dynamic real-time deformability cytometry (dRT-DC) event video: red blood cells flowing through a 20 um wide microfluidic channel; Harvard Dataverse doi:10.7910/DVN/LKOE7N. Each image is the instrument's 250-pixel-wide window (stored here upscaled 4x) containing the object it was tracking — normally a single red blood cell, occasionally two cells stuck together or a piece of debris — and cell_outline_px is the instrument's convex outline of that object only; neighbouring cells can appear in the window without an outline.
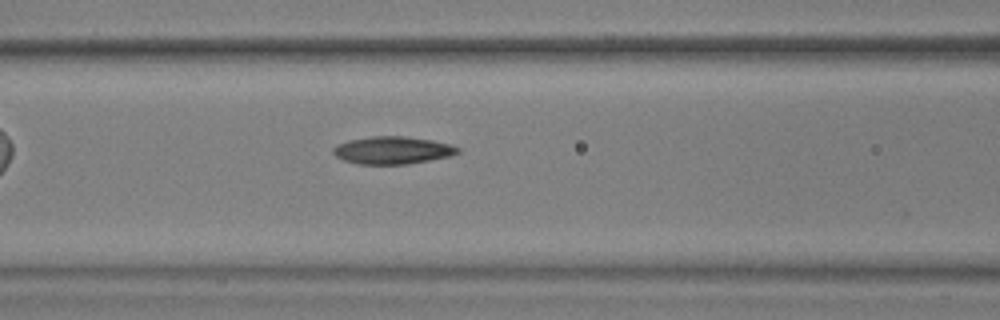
{"species": "common noctule bat (a hibernating species)", "species_latin": "Nyctalus noctula", "temperature_condition": "warm", "stored_images_in_passage": 17, "camera_frame_rate_fps": 3000, "um_per_image_px": 0.085, "animal": {"sex": "male", "body_mass_g": 17.9, "forearm_length_mm": 54.2}, "frame": {"image": 1, "passage_image": 12, "time_ms": 3.667, "image_size_px": [1000, 320], "cell_outline_px": [[460, 152], [452, 156], [408, 164], [356, 164], [344, 160], [336, 156], [332, 152], [332, 148], [336, 144], [348, 140], [372, 136], [404, 136], [432, 140], [452, 144], [460, 148]], "centroid_in_image_um": [33.38, 12.77], "position_along_channel_um": 133.2, "area_um2": 20.23}}
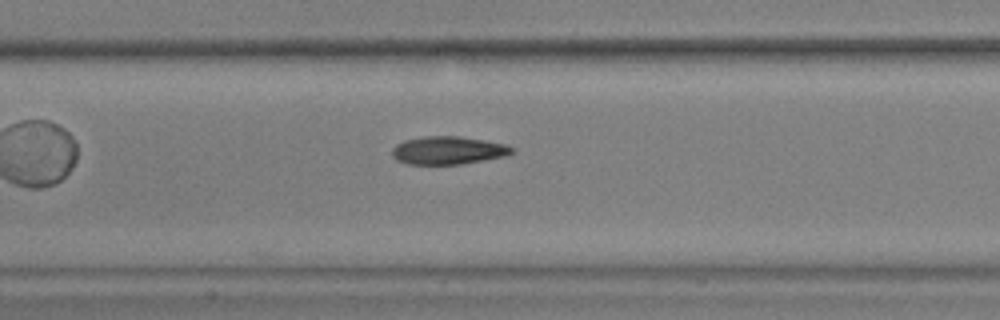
{"frame": {"image": 2, "passage_image": 15, "time_ms": 4.667, "image_size_px": [1000, 320], "cell_outline_px": [[516, 152], [508, 156], [460, 164], [408, 164], [396, 160], [392, 156], [392, 148], [396, 144], [404, 140], [424, 136], [460, 136], [484, 140], [504, 144], [516, 148]], "centroid_in_image_um": [38.12, 12.78], "position_along_channel_um": 169.3, "area_um2": 19.77}}